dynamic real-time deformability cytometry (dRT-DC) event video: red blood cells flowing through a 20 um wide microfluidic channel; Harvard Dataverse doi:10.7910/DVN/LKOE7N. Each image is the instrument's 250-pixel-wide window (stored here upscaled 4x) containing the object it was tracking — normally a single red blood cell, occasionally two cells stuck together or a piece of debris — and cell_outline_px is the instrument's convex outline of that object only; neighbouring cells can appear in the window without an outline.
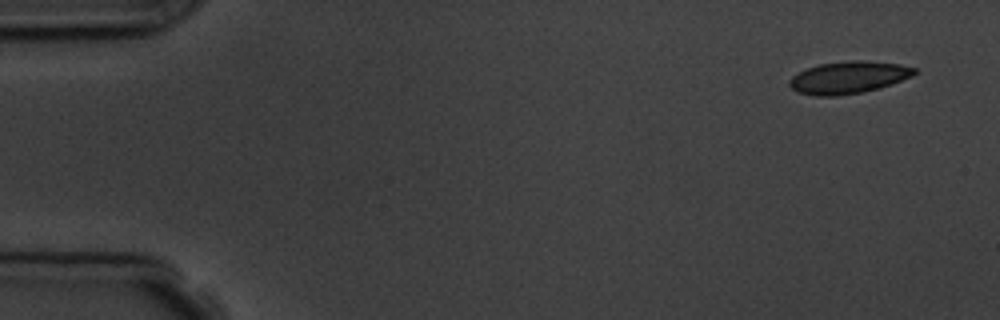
{"species": "common noctule bat (a hibernating species)", "species_latin": "Nyctalus noctula", "temperature_condition": "room temperature", "stored_images_in_passage": 4, "camera_frame_rate_fps": 3000, "um_per_image_px": 0.085, "animal": {"sex": "male", "body_mass_g": 19.5, "forearm_length_mm": 54.6}, "frame": {"image": 1, "passage_image": 1, "time_ms": 0.0, "image_size_px": [1000, 320], "cell_outline_px": [[920, 72], [912, 76], [892, 84], [880, 88], [860, 92], [836, 96], [816, 96], [796, 92], [788, 84], [788, 80], [792, 76], [808, 68], [820, 64], [852, 60], [864, 60], [900, 64], [916, 68]], "centroid_in_image_um": [72.14, 6.58], "position_along_channel_um": 12.9, "area_um2": 23.52}}
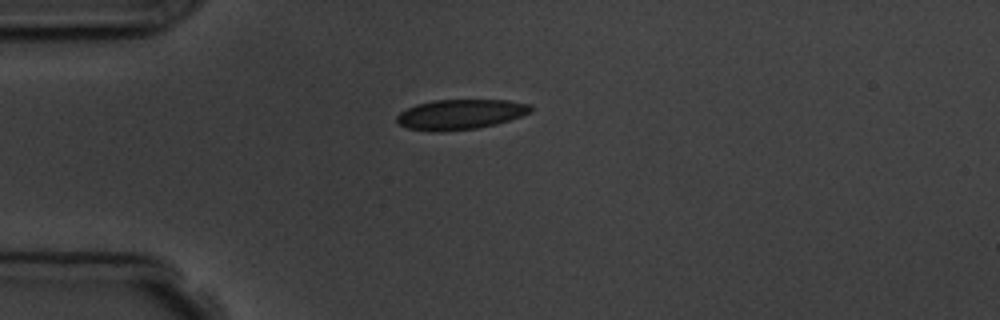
{"frame": {"image": 2, "passage_image": 4, "time_ms": 3.667, "image_size_px": [1000, 320], "cell_outline_px": [[532, 112], [496, 124], [476, 128], [444, 132], [432, 132], [408, 128], [400, 124], [396, 120], [396, 116], [400, 112], [416, 104], [432, 100], [508, 100], [532, 104]], "centroid_in_image_um": [39.13, 9.72], "position_along_channel_um": 45.9, "area_um2": 23.58}}